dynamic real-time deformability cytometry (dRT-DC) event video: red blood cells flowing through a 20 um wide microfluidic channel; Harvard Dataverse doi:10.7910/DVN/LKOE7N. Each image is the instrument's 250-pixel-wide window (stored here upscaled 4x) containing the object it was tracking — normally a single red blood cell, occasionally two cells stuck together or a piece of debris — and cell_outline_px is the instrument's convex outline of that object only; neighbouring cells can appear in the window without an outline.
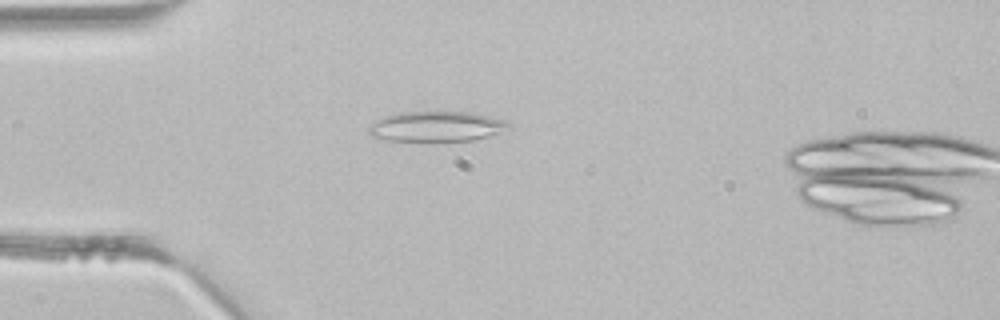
{"species": "common noctule bat (a hibernating species)", "species_latin": "Nyctalus noctula", "temperature_condition": "room temperature", "stored_images_in_passage": 4, "camera_frame_rate_fps": 3000, "um_per_image_px": 0.085, "animal": {"sex": "male", "body_mass_g": 21.5, "forearm_length_mm": 52.0}, "frame": {"image": 1, "passage_image": 2, "time_ms": 0.333, "image_size_px": [1000, 320], "cell_outline_px": [[512, 128], [488, 136], [472, 140], [384, 140], [372, 136], [368, 132], [368, 128], [372, 124], [384, 116], [400, 112], [472, 112], [504, 120], [512, 124]], "centroid_in_image_um": [37.13, 10.74], "position_along_channel_um": 47.9, "area_um2": 24.33}}